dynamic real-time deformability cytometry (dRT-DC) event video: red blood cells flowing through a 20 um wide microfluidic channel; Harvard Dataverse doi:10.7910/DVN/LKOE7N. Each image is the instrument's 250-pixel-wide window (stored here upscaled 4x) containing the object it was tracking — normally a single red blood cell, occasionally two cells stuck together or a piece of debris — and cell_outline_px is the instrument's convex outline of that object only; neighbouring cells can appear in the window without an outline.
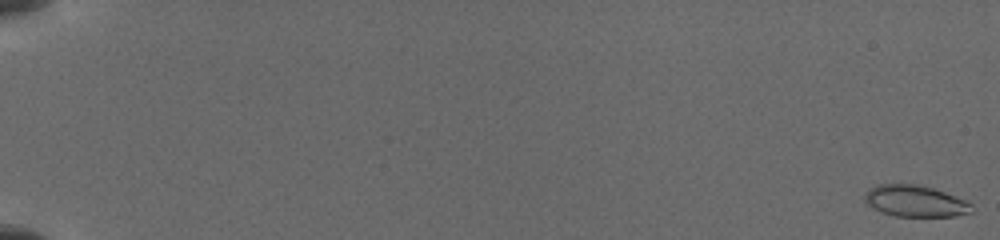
{"species": "common noctule bat (a hibernating species)", "species_latin": "Nyctalus noctula", "temperature_condition": "cold", "stored_images_in_passage": 15, "camera_frame_rate_fps": 3000, "um_per_image_px": 0.085, "animal": {"sex": "female", "body_mass_g": 19.5, "forearm_length_mm": 54.1}, "frame": {"image": 1, "passage_image": 1, "time_ms": 0.0, "image_size_px": [1000, 240], "cell_outline_px": [[972, 212], [956, 216], [896, 216], [880, 212], [868, 204], [864, 200], [864, 192], [868, 188], [876, 184], [916, 184], [932, 188], [968, 200], [972, 204]], "centroid_in_image_um": [77.78, 17.08], "position_along_channel_um": 7.2, "area_um2": 19.77}}
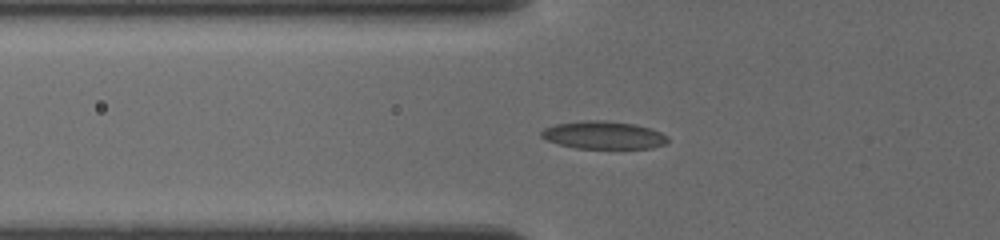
{"frame": {"image": 2, "passage_image": 11, "time_ms": 7.0, "image_size_px": [1000, 240], "cell_outline_px": [[668, 144], [652, 148], [576, 148], [560, 144], [548, 140], [540, 136], [540, 132], [544, 128], [556, 124], [584, 120], [604, 120], [636, 124], [660, 132], [668, 136]], "centroid_in_image_um": [51.32, 11.48], "position_along_channel_um": 74.5, "area_um2": 20.46}}
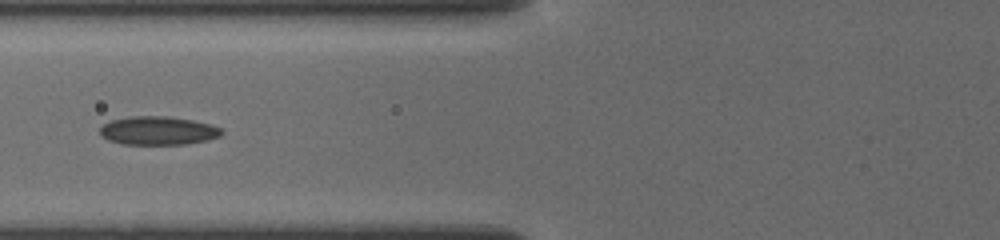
{"frame": {"image": 3, "passage_image": 13, "time_ms": 8.0, "image_size_px": [1000, 240], "cell_outline_px": [[224, 132], [220, 136], [208, 140], [184, 144], [120, 144], [108, 140], [100, 136], [100, 128], [104, 124], [112, 120], [132, 116], [168, 116], [192, 120], [212, 124], [220, 128]], "centroid_in_image_um": [13.44, 11.11], "position_along_channel_um": 112.4, "area_um2": 20.29}}